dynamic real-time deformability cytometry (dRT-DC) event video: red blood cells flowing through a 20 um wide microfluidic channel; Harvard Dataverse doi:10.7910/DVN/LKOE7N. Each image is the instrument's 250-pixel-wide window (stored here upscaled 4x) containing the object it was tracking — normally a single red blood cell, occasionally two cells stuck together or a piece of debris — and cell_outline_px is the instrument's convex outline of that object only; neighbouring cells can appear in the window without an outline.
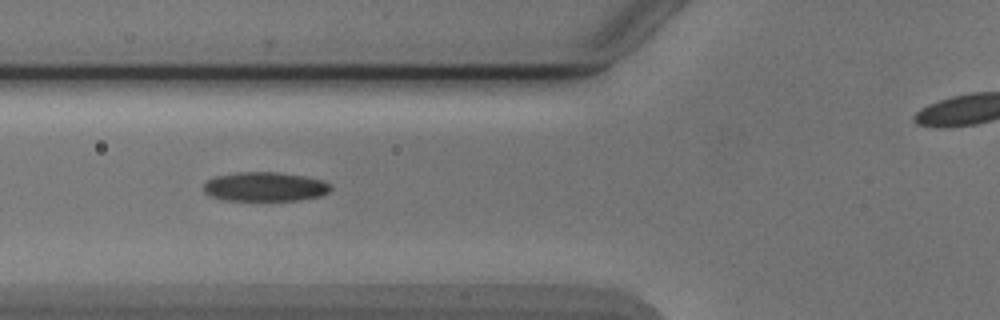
{"species": "Egyptian fruit bat (a non-hibernating species)", "species_latin": "Rousettus aegyptiacus", "temperature_condition": "cold", "stored_images_in_passage": 7, "camera_frame_rate_fps": 3000, "um_per_image_px": 0.085, "animal": {"sex": "male"}, "frame": {"image": 1, "passage_image": 5, "time_ms": 4.667, "image_size_px": [1000, 320], "cell_outline_px": [[332, 188], [328, 192], [320, 196], [300, 200], [224, 200], [208, 196], [204, 192], [204, 184], [208, 180], [216, 176], [236, 172], [276, 172], [304, 176], [320, 180], [328, 184]], "centroid_in_image_um": [22.48, 15.87], "position_along_channel_um": 103.3, "area_um2": 21.56}}
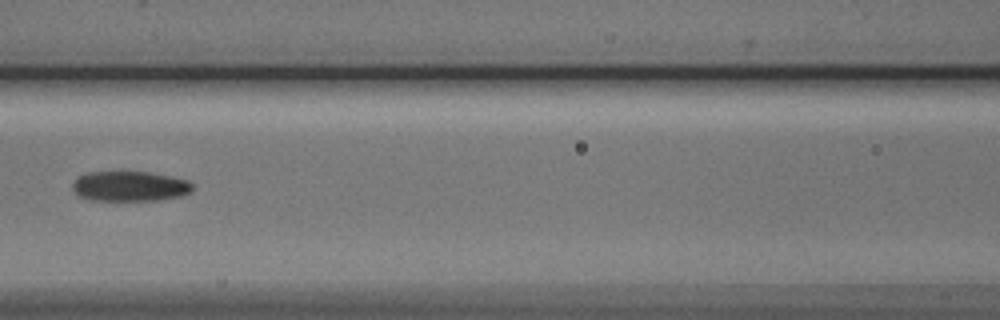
{"frame": {"image": 2, "passage_image": 6, "time_ms": 6.0, "image_size_px": [1000, 320], "cell_outline_px": [[192, 192], [180, 196], [160, 200], [88, 200], [76, 196], [72, 188], [72, 180], [76, 176], [88, 172], [148, 172], [172, 176], [188, 180], [192, 184]], "centroid_in_image_um": [10.98, 15.83], "position_along_channel_um": 155.6, "area_um2": 21.39}}
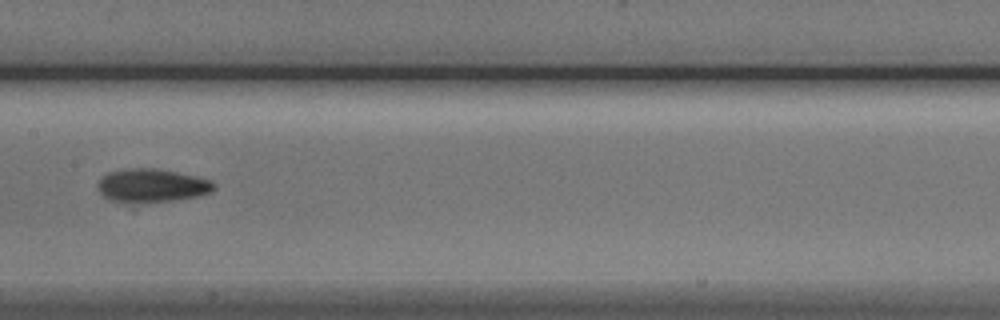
{"frame": {"image": 3, "passage_image": 7, "time_ms": 7.0, "image_size_px": [1000, 320], "cell_outline_px": [[216, 188], [212, 192], [200, 196], [172, 200], [112, 200], [104, 196], [100, 192], [96, 184], [108, 172], [128, 168], [156, 168], [196, 176], [212, 180], [216, 184]], "centroid_in_image_um": [12.98, 15.72], "position_along_channel_um": 194.4, "area_um2": 22.02}}